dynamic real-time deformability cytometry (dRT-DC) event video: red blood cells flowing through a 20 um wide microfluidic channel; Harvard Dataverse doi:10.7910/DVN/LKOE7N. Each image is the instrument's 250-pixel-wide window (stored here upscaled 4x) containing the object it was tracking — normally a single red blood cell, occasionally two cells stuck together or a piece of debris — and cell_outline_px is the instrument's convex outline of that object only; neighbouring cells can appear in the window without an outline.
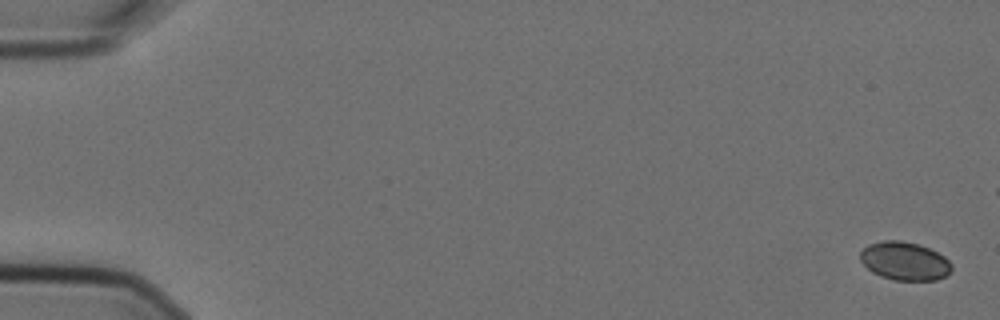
{"species": "Egyptian fruit bat (a non-hibernating species)", "species_latin": "Rousettus aegyptiacus", "temperature_condition": "cold", "stored_images_in_passage": 6, "camera_frame_rate_fps": 3000, "um_per_image_px": 0.085, "animal": {"sex": "female"}, "frame": {"image": 1, "passage_image": 1, "time_ms": 0.0, "image_size_px": [1000, 320], "cell_outline_px": [[952, 272], [948, 276], [936, 280], [896, 280], [880, 276], [872, 272], [860, 260], [860, 252], [868, 244], [884, 240], [900, 240], [916, 244], [928, 248], [944, 256], [952, 264]], "centroid_in_image_um": [76.91, 22.2], "position_along_channel_um": 8.1, "area_um2": 20.46}}